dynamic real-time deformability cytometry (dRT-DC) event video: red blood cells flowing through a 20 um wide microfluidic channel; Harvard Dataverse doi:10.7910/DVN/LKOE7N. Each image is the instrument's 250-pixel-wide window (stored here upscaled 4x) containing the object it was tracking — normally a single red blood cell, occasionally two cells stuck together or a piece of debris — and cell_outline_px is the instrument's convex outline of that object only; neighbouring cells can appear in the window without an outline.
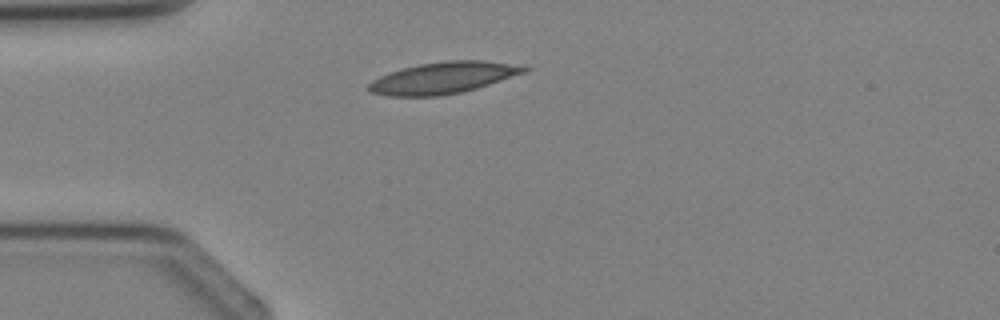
{"species": "Egyptian fruit bat (a non-hibernating species)", "species_latin": "Rousettus aegyptiacus", "temperature_condition": "cold", "stored_images_in_passage": 3, "camera_frame_rate_fps": 3000, "um_per_image_px": 0.085, "animal": {"sex": "female"}, "frame": {"image": 1, "passage_image": 3, "time_ms": 3.333, "image_size_px": [1000, 320], "cell_outline_px": [[532, 68], [528, 72], [476, 88], [460, 92], [440, 96], [392, 96], [372, 92], [368, 88], [368, 84], [372, 80], [380, 76], [404, 68], [420, 64], [444, 60], [484, 60]], "centroid_in_image_um": [37.7, 6.61], "position_along_channel_um": 47.3, "area_um2": 28.26}}